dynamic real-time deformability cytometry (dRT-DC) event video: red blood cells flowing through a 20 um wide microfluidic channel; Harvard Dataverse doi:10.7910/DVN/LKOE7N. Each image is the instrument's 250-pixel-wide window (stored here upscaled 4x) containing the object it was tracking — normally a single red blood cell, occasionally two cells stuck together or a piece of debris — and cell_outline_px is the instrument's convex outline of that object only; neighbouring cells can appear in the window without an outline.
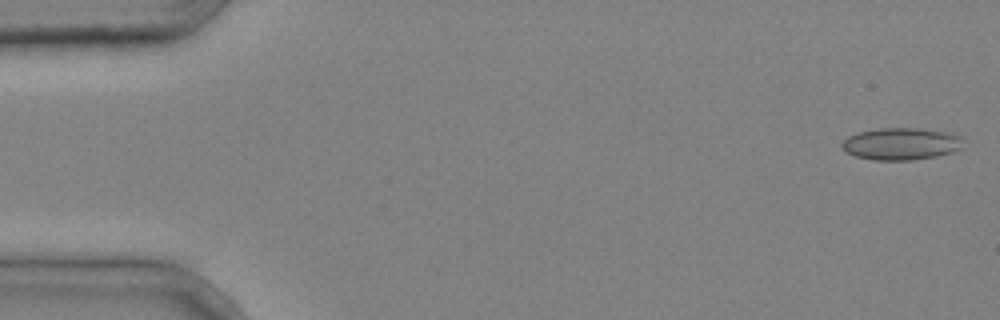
{"species": "common noctule bat (a hibernating species)", "species_latin": "Nyctalus noctula", "temperature_condition": "cold", "stored_images_in_passage": 5, "camera_frame_rate_fps": 3000, "um_per_image_px": 0.085, "animal": {"sex": "male", "body_mass_g": 20.4}, "frame": {"image": 1, "passage_image": 1, "time_ms": 0.0, "image_size_px": [1000, 320], "cell_outline_px": [[960, 148], [952, 152], [936, 156], [912, 160], [872, 160], [856, 156], [848, 152], [840, 144], [848, 136], [856, 132], [876, 128], [920, 128], [944, 132], [960, 136]], "centroid_in_image_um": [76.53, 12.22], "position_along_channel_um": 8.5, "area_um2": 22.48}}
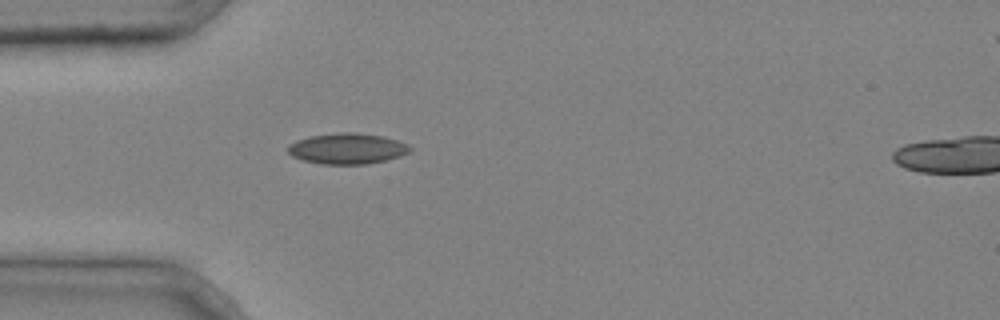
{"frame": {"image": 2, "passage_image": 4, "time_ms": 1.0, "image_size_px": [1000, 320], "cell_outline_px": [[412, 152], [400, 156], [384, 160], [364, 164], [320, 164], [304, 160], [292, 156], [288, 152], [288, 144], [296, 140], [312, 136], [340, 132], [356, 132], [384, 136], [408, 144], [412, 148]], "centroid_in_image_um": [29.53, 12.62], "position_along_channel_um": 55.5, "area_um2": 21.91}}